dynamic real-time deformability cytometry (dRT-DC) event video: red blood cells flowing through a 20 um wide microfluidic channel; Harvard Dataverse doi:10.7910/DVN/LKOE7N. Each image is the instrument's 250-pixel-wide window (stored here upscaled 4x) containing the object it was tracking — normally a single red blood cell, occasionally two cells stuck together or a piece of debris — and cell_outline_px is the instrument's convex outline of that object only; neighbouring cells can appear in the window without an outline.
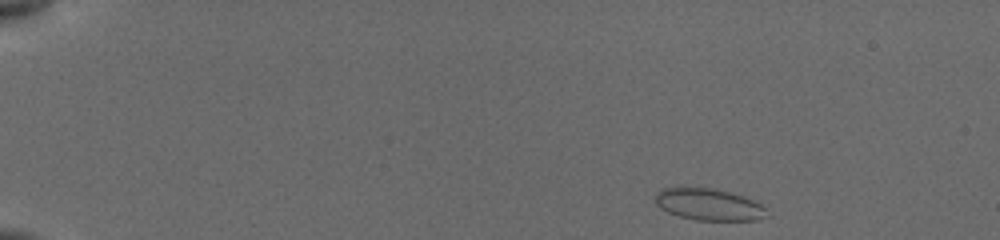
{"species": "common noctule bat (a hibernating species)", "species_latin": "Nyctalus noctula", "temperature_condition": "cold", "stored_images_in_passage": 22, "camera_frame_rate_fps": 3000, "um_per_image_px": 0.085, "animal": {"sex": "female", "body_mass_g": 19.5, "forearm_length_mm": 54.1}, "frame": {"image": 1, "passage_image": 1, "time_ms": 0.0, "image_size_px": [1000, 240], "cell_outline_px": [[768, 216], [756, 220], [696, 220], [680, 216], [668, 212], [660, 208], [656, 204], [656, 192], [660, 188], [712, 188], [744, 196], [760, 204], [764, 208]], "centroid_in_image_um": [60.23, 17.38], "position_along_channel_um": 24.8, "area_um2": 20.4}}
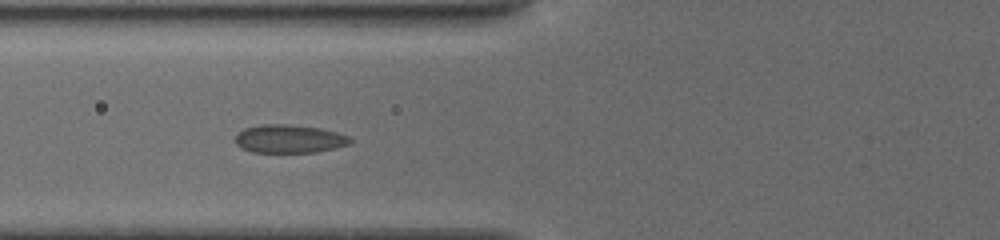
{"frame": {"image": 2, "passage_image": 18, "time_ms": 5.0, "image_size_px": [1000, 240], "cell_outline_px": [[352, 140], [348, 144], [336, 148], [316, 152], [252, 152], [240, 148], [236, 144], [236, 132], [244, 128], [260, 124], [284, 124], [320, 128], [336, 132], [348, 136]], "centroid_in_image_um": [24.54, 11.8], "position_along_channel_um": 101.3, "area_um2": 18.96}}
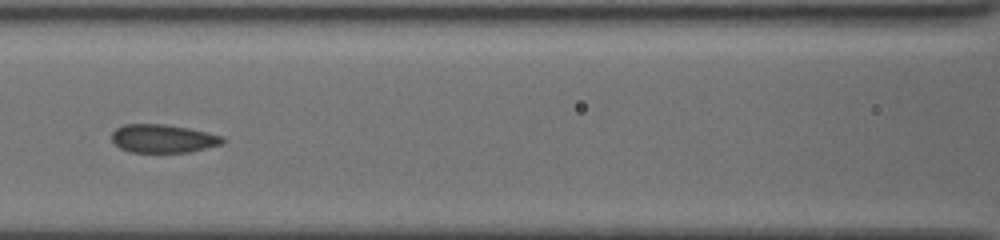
{"frame": {"image": 3, "passage_image": 21, "time_ms": 6.333, "image_size_px": [1000, 240], "cell_outline_px": [[224, 140], [220, 144], [188, 152], [128, 152], [120, 148], [112, 140], [112, 132], [116, 128], [124, 124], [164, 124], [188, 128], [208, 132], [224, 136]], "centroid_in_image_um": [13.83, 11.77], "position_along_channel_um": 152.8, "area_um2": 18.21}}